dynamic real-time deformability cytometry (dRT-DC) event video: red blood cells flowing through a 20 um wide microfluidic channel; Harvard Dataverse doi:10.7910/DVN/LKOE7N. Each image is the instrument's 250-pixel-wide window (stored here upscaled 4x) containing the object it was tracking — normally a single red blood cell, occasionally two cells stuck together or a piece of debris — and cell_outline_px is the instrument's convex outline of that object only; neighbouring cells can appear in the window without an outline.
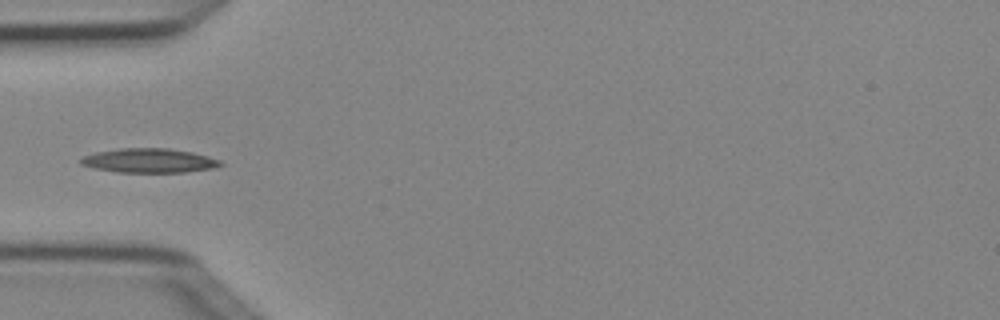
{"species": "Egyptian fruit bat (a non-hibernating species)", "species_latin": "Rousettus aegyptiacus", "temperature_condition": "cold", "stored_images_in_passage": 5, "camera_frame_rate_fps": 3000, "um_per_image_px": 0.085, "animal": {"sex": "female"}, "frame": {"image": 1, "passage_image": 5, "time_ms": 1.333, "image_size_px": [1000, 320], "cell_outline_px": [[224, 164], [212, 168], [184, 172], [116, 172], [96, 168], [80, 164], [80, 160], [84, 156], [96, 152], [120, 148], [168, 148], [192, 152], [208, 156], [220, 160]], "centroid_in_image_um": [12.69, 13.64], "position_along_channel_um": 72.3, "area_um2": 19.59}}